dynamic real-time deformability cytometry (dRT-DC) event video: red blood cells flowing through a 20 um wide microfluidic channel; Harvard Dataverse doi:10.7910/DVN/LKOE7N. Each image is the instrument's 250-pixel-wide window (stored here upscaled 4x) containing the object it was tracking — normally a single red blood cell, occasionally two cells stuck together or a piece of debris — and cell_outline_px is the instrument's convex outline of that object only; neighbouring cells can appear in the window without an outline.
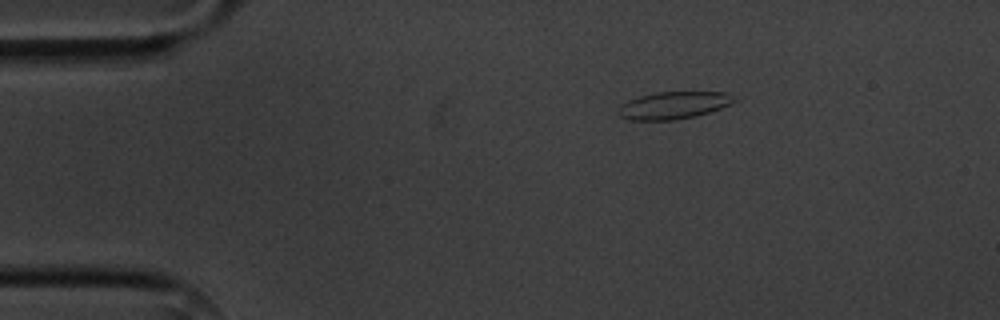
{"species": "common noctule bat (a hibernating species)", "species_latin": "Nyctalus noctula", "temperature_condition": "cold", "stored_images_in_passage": 4, "camera_frame_rate_fps": 3000, "um_per_image_px": 0.085, "animal": {"sex": "male", "body_mass_g": 20.1, "forearm_length_mm": 53.5}, "frame": {"image": 1, "passage_image": 2, "time_ms": 2.0, "image_size_px": [1000, 320], "cell_outline_px": [[740, 100], [732, 104], [696, 116], [676, 120], [628, 120], [620, 116], [616, 112], [620, 104], [628, 100], [640, 96], [656, 92], [728, 92]], "centroid_in_image_um": [57.27, 8.95], "position_along_channel_um": 27.7, "area_um2": 18.73}}